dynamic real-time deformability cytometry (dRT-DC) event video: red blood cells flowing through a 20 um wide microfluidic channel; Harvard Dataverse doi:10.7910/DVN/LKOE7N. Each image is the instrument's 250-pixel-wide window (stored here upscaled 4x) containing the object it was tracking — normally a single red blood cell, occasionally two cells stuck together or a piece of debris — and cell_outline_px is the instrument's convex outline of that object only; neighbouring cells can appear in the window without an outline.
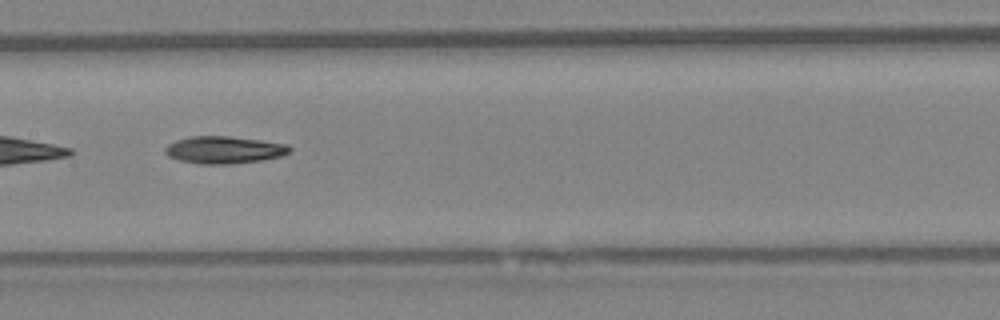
{"species": "Egyptian fruit bat (a non-hibernating species)", "species_latin": "Rousettus aegyptiacus", "temperature_condition": "warm", "stored_images_in_passage": 33, "camera_frame_rate_fps": 3000, "um_per_image_px": 0.085, "animal": {"sex": "female"}, "frame": {"image": 1, "passage_image": 10, "time_ms": 3.0, "image_size_px": [1000, 320], "cell_outline_px": [[292, 152], [280, 156], [260, 160], [228, 164], [200, 164], [180, 160], [168, 156], [164, 152], [164, 148], [168, 144], [176, 140], [192, 136], [228, 136], [260, 140], [288, 144], [292, 148]], "centroid_in_image_um": [19.05, 12.73], "position_along_channel_um": 188.4, "area_um2": 19.77}}
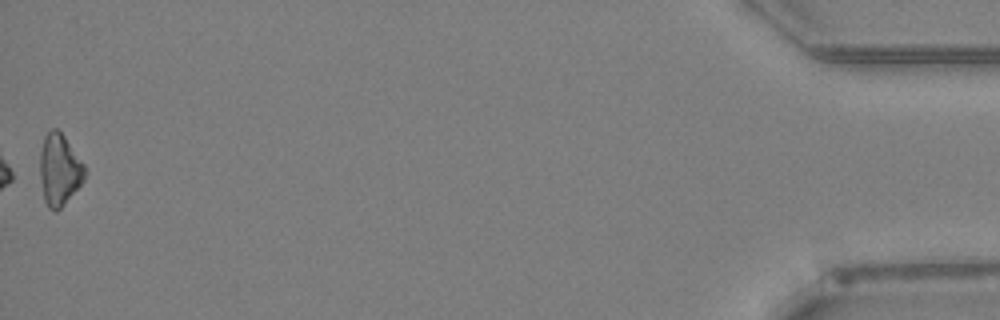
{"frame": {"image": 2, "passage_image": 33, "time_ms": 10.667, "image_size_px": [1000, 320], "cell_outline_px": [[84, 180], [64, 204], [56, 212], [48, 208], [44, 200], [40, 176], [40, 152], [44, 136], [52, 128], [56, 128], [64, 136], [84, 164]], "centroid_in_image_um": [5.03, 14.43], "position_along_channel_um": 430.2, "area_um2": 18.44}}